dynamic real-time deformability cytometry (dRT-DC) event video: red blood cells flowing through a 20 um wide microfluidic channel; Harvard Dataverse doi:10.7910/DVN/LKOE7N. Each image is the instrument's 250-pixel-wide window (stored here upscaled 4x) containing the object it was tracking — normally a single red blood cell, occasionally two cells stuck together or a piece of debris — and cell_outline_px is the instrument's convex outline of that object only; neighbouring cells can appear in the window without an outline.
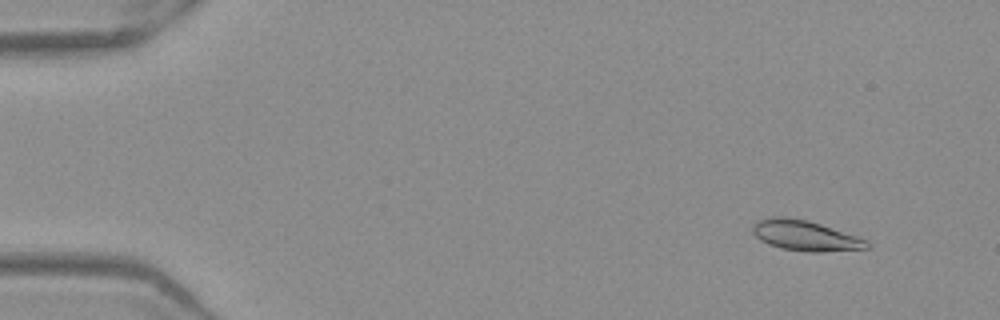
{"species": "Egyptian fruit bat (a non-hibernating species)", "species_latin": "Rousettus aegyptiacus", "temperature_condition": "warm", "stored_images_in_passage": 52, "camera_frame_rate_fps": 3000, "um_per_image_px": 0.085, "frame": {"image": 1, "passage_image": 5, "time_ms": 1.333, "image_size_px": [1000, 320], "cell_outline_px": [[872, 244], [868, 248], [820, 252], [808, 252], [780, 248], [768, 244], [760, 240], [752, 232], [752, 224], [756, 220], [772, 216], [784, 216], [808, 220], [868, 240]], "centroid_in_image_um": [68.4, 20.02], "position_along_channel_um": 16.6, "area_um2": 20.35}}
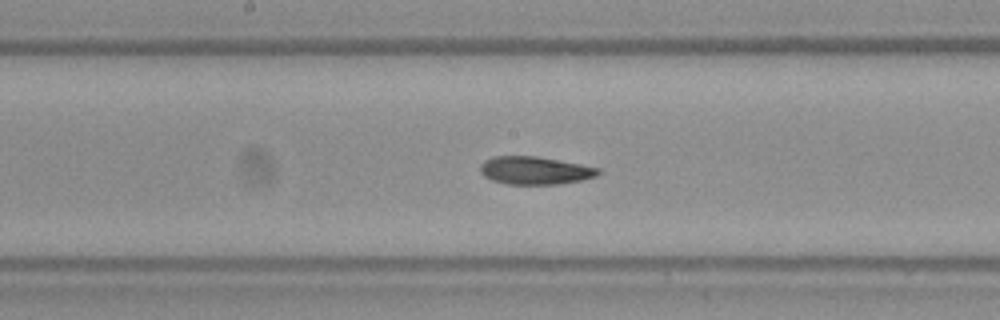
{"frame": {"image": 2, "passage_image": 28, "time_ms": 9.0, "image_size_px": [1000, 320], "cell_outline_px": [[600, 172], [596, 176], [580, 180], [560, 184], [508, 184], [492, 180], [484, 176], [480, 172], [480, 164], [484, 160], [492, 156], [536, 156], [560, 160], [600, 168]], "centroid_in_image_um": [45.44, 14.48], "position_along_channel_um": 202.8, "area_um2": 19.19}}
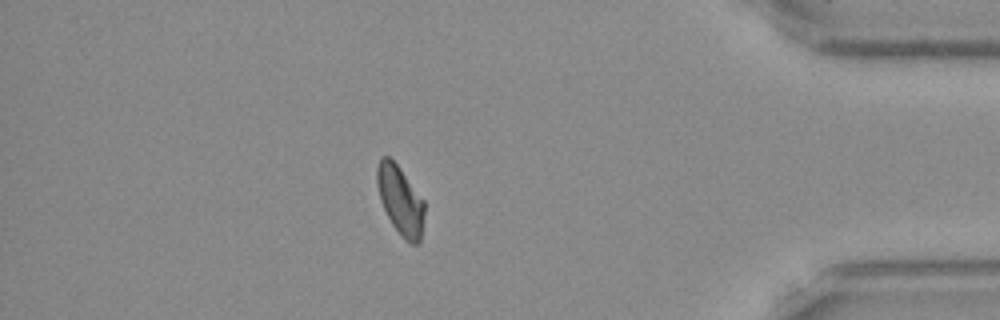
{"frame": {"image": 3, "passage_image": 46, "time_ms": 15.0, "image_size_px": [1000, 320], "cell_outline_px": [[424, 212], [420, 244], [412, 244], [404, 240], [400, 236], [392, 224], [380, 200], [376, 184], [376, 168], [380, 156], [388, 156], [396, 164], [424, 200]], "centroid_in_image_um": [34.01, 17.04], "position_along_channel_um": 401.2, "area_um2": 19.02}, "authors_computed_cell_mechanics": {"area_um2": 19.5364, "velocity_mm_per_s": 3.925, "shape_relaxation_time_tau1_ms": null, "shape_relaxation_time_tau2_ms": 3.0623, "deformation_change_tau1": null, "deformation_change_tau2": 0.0733}}